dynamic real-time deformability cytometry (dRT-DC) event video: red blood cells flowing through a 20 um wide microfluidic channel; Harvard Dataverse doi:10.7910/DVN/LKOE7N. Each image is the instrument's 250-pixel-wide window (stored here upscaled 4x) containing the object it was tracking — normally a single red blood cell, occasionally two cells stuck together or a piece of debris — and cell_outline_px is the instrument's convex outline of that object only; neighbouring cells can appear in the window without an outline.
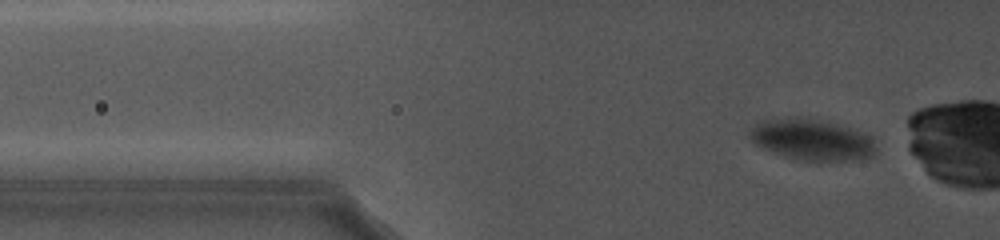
{"species": "common noctule bat (a hibernating species)", "species_latin": "Nyctalus noctula", "temperature_condition": "cold", "stored_images_in_passage": 91, "camera_frame_rate_fps": 5000, "um_per_image_px": 0.085, "animal": {"sex": "female", "body_mass_g": 19.0, "forearm_length_mm": 56.7}, "frame": {"image": 1, "passage_image": 18, "time_ms": 3.6, "image_size_px": [1000, 240], "cell_outline_px": [[872, 156], [860, 160], [816, 164], [800, 160], [764, 148], [756, 144], [752, 140], [752, 132], [764, 120], [800, 116], [848, 128], [856, 132], [868, 140], [872, 148]], "centroid_in_image_um": [68.99, 11.94], "position_along_channel_um": 56.8, "area_um2": 29.13}}
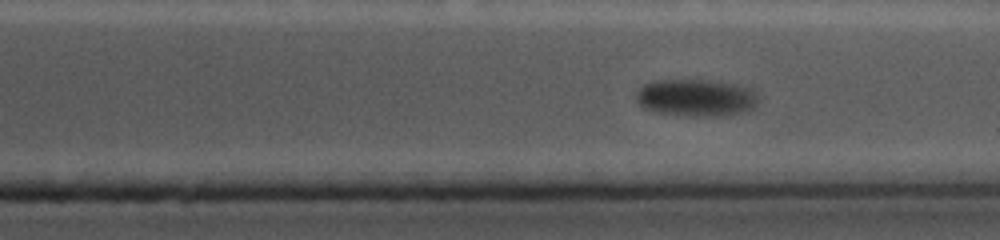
{"frame": {"image": 2, "passage_image": 74, "time_ms": 13.4, "image_size_px": [1000, 240], "cell_outline_px": [[760, 100], [748, 112], [724, 116], [696, 116], [660, 112], [644, 108], [636, 100], [636, 96], [640, 88], [644, 84], [652, 80], [708, 80], [736, 84], [752, 92]], "centroid_in_image_um": [59.17, 8.31], "position_along_channel_um": 352.2, "area_um2": 26.24}}
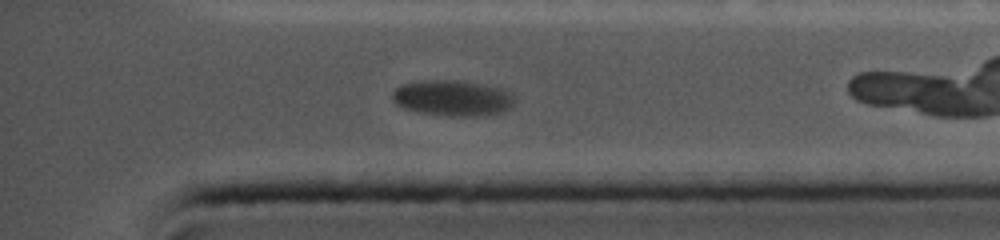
{"frame": {"image": 3, "passage_image": 83, "time_ms": 14.6, "image_size_px": [1000, 240], "cell_outline_px": [[512, 104], [508, 108], [500, 112], [480, 116], [448, 116], [420, 112], [404, 108], [396, 104], [392, 100], [392, 92], [400, 84], [424, 80], [448, 80], [476, 84], [496, 88], [512, 92]], "centroid_in_image_um": [38.38, 8.34], "position_along_channel_um": 396.8, "area_um2": 24.97}}